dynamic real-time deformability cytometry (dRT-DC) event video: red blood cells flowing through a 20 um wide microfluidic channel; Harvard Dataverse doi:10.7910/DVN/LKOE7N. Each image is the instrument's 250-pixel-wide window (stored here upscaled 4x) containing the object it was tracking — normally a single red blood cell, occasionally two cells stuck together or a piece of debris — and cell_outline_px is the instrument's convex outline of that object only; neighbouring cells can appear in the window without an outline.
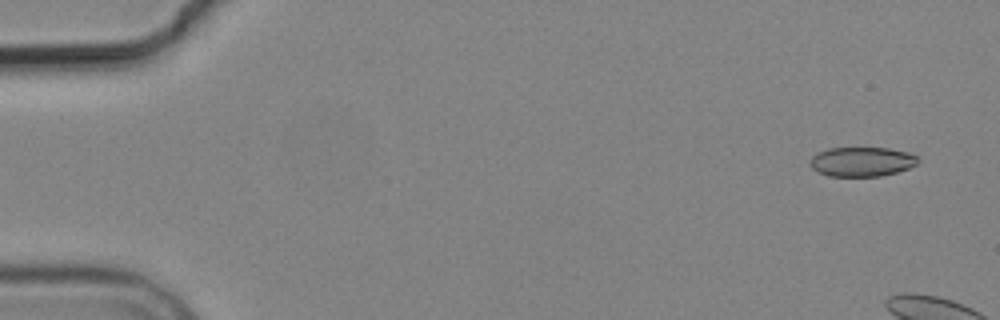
{"species": "common noctule bat (a hibernating species)", "species_latin": "Nyctalus noctula", "temperature_condition": "cold", "stored_images_in_passage": 3, "camera_frame_rate_fps": 3000, "um_per_image_px": 0.085, "animal": {"sex": "male", "body_mass_g": 19.2, "forearm_length_mm": 51.8}, "frame": {"image": 1, "passage_image": 1, "time_ms": 0.0, "image_size_px": [1000, 320], "cell_outline_px": [[920, 160], [916, 164], [908, 168], [896, 172], [880, 176], [828, 176], [816, 172], [808, 164], [812, 156], [816, 152], [828, 148], [888, 148], [908, 152], [916, 156]], "centroid_in_image_um": [73.2, 13.74], "position_along_channel_um": 11.8, "area_um2": 18.67}}